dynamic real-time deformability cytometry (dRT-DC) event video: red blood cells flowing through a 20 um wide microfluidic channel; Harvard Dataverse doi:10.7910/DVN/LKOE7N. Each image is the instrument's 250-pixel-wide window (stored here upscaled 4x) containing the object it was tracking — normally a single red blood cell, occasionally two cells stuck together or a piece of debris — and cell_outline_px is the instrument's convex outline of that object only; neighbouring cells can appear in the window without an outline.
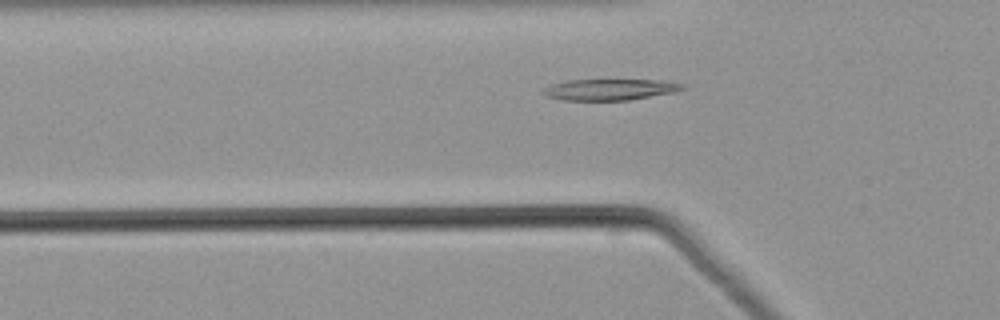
{"species": "common noctule bat (a hibernating species)", "species_latin": "Nyctalus noctula", "temperature_condition": "warm", "stored_images_in_passage": 39, "camera_frame_rate_fps": 3000, "um_per_image_px": 0.085, "animal": {"sex": "male", "body_mass_g": 21.5, "forearm_length_mm": 52.0}, "frame": {"image": 1, "passage_image": 5, "time_ms": 1.333, "image_size_px": [1000, 320], "cell_outline_px": [[688, 88], [676, 92], [628, 100], [564, 100], [544, 96], [540, 92], [544, 88], [552, 84], [568, 80], [656, 80], [688, 84]], "centroid_in_image_um": [51.87, 7.61], "position_along_channel_um": 73.9, "area_um2": 17.34}}
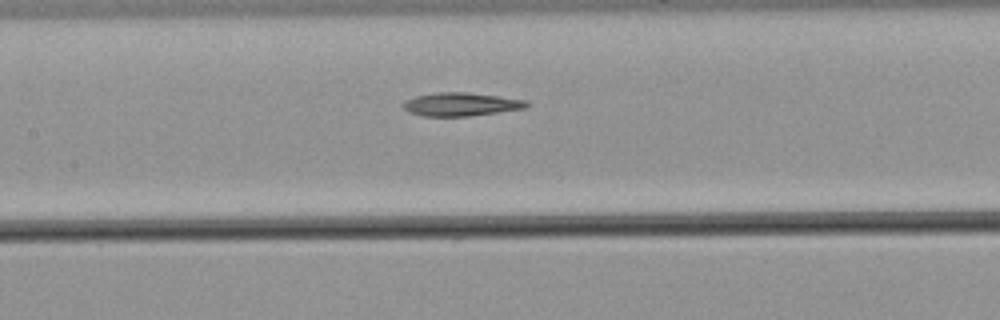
{"frame": {"image": 2, "passage_image": 12, "time_ms": 3.667, "image_size_px": [1000, 320], "cell_outline_px": [[528, 104], [524, 108], [468, 116], [424, 116], [408, 112], [404, 108], [404, 104], [408, 100], [416, 96], [436, 92], [468, 92], [528, 100]], "centroid_in_image_um": [39.19, 8.86], "position_along_channel_um": 168.2, "area_um2": 16.53}}
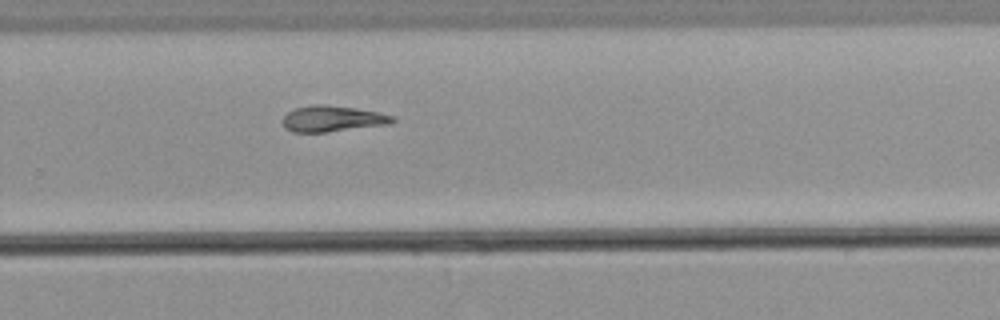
{"frame": {"image": 3, "passage_image": 22, "time_ms": 7.0, "image_size_px": [1000, 320], "cell_outline_px": [[396, 120], [392, 124], [324, 132], [292, 132], [284, 128], [280, 120], [288, 112], [296, 108], [312, 104], [324, 104], [356, 108], [376, 112], [392, 116]], "centroid_in_image_um": [28.21, 10.09], "position_along_channel_um": 301.6, "area_um2": 16.7}}